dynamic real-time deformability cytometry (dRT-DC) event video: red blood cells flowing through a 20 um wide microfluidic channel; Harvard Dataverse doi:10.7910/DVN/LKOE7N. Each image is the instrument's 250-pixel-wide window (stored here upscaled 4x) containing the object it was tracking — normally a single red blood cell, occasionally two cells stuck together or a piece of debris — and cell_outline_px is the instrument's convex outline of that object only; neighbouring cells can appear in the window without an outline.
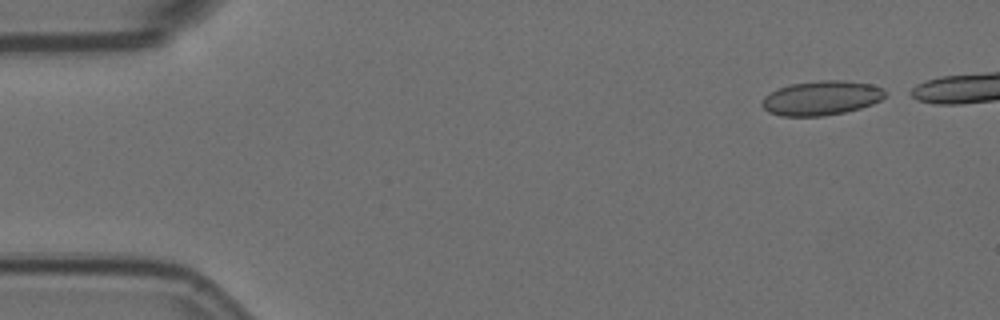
{"species": "Egyptian fruit bat (a non-hibernating species)", "species_latin": "Rousettus aegyptiacus", "temperature_condition": "room temperature", "stored_images_in_passage": 9, "camera_frame_rate_fps": 3000, "um_per_image_px": 0.085, "animal": {"sex": "female"}, "frame": {"image": 1, "passage_image": 1, "time_ms": 0.0, "image_size_px": [1000, 320], "cell_outline_px": [[884, 96], [880, 100], [872, 104], [860, 108], [844, 112], [820, 116], [780, 116], [768, 112], [760, 104], [764, 96], [768, 92], [776, 88], [788, 84], [820, 80], [844, 80], [872, 84], [884, 88]], "centroid_in_image_um": [69.76, 8.32], "position_along_channel_um": 15.2, "area_um2": 24.91}}
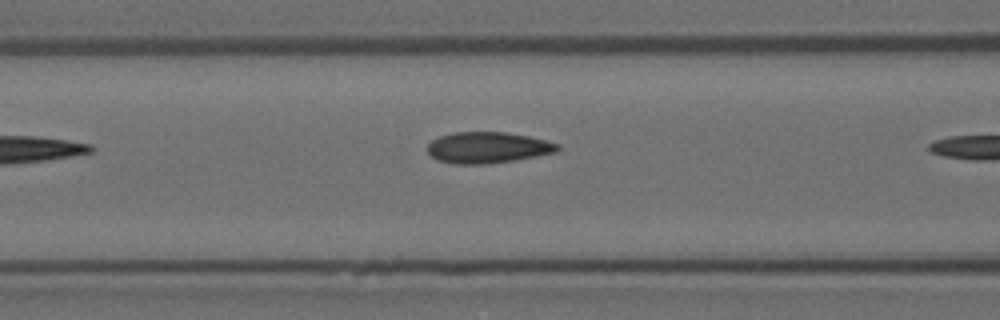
{"frame": {"image": 2, "passage_image": 8, "time_ms": 2.333, "image_size_px": [1000, 320], "cell_outline_px": [[560, 148], [556, 152], [536, 156], [488, 164], [456, 164], [436, 160], [428, 152], [428, 144], [432, 140], [440, 136], [456, 132], [504, 132], [528, 136], [560, 144]], "centroid_in_image_um": [41.44, 12.54], "position_along_channel_um": 125.2, "area_um2": 23.47}}